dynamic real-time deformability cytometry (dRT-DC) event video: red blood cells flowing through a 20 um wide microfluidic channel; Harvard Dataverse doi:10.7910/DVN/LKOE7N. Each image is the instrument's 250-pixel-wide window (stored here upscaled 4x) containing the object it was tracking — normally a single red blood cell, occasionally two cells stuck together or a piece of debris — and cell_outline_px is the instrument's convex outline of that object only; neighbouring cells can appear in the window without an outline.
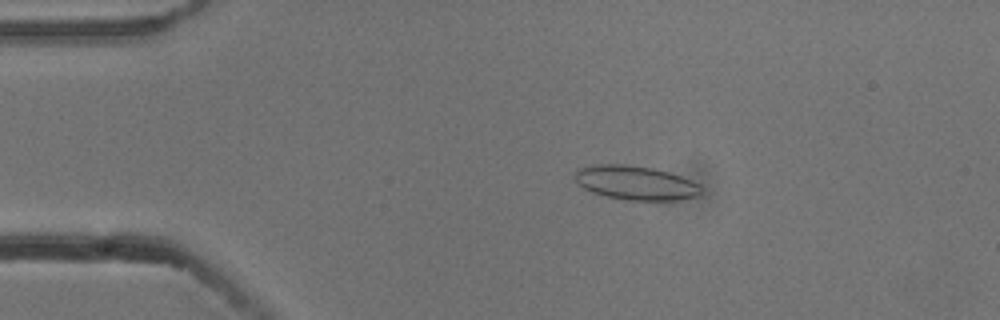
{"species": "common noctule bat (a hibernating species)", "species_latin": "Nyctalus noctula", "temperature_condition": "cold", "stored_images_in_passage": 6, "camera_frame_rate_fps": 3000, "um_per_image_px": 0.085, "animal": {"sex": "male", "body_mass_g": 13.3}, "frame": {"image": 1, "passage_image": 1, "time_ms": 0.0, "image_size_px": [1000, 320], "cell_outline_px": [[704, 196], [676, 200], [628, 200], [608, 196], [592, 192], [584, 188], [576, 180], [576, 168], [592, 164], [624, 164], [652, 168], [668, 172], [692, 180], [700, 184], [704, 188]], "centroid_in_image_um": [54.11, 15.54], "position_along_channel_um": 30.9, "area_um2": 25.32}}
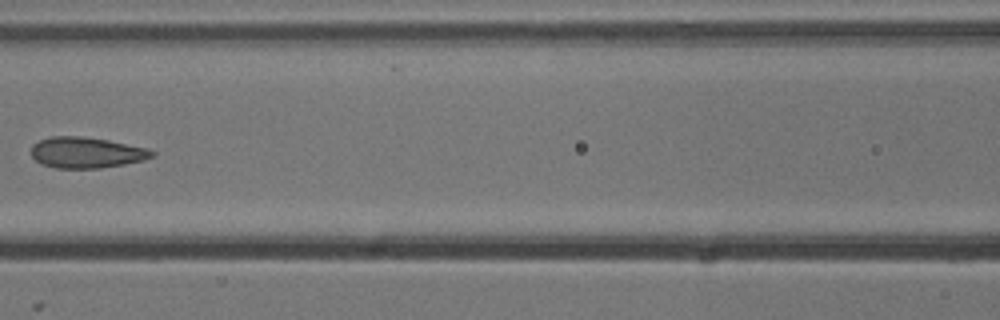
{"frame": {"image": 2, "passage_image": 5, "time_ms": 1.333, "image_size_px": [1000, 320], "cell_outline_px": [[156, 156], [144, 160], [124, 164], [100, 168], [56, 168], [44, 164], [36, 160], [32, 156], [32, 144], [40, 140], [52, 136], [80, 136], [108, 140], [148, 148], [156, 152]], "centroid_in_image_um": [7.39, 12.96], "position_along_channel_um": 159.2, "area_um2": 21.73}}
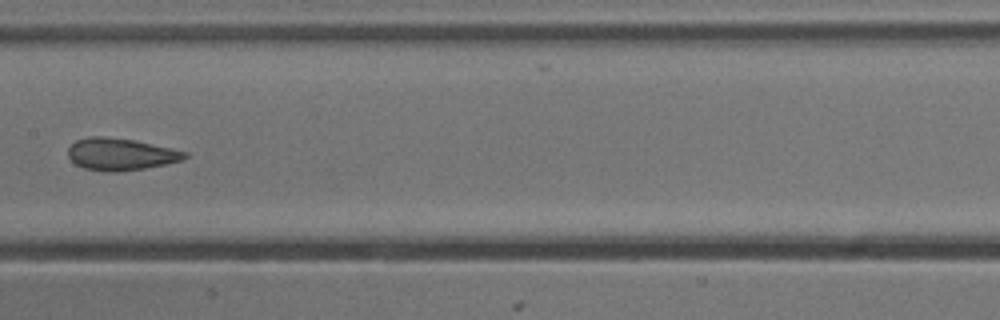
{"frame": {"image": 3, "passage_image": 6, "time_ms": 1.667, "image_size_px": [1000, 320], "cell_outline_px": [[188, 156], [180, 160], [164, 164], [144, 168], [120, 172], [112, 172], [84, 168], [76, 164], [68, 156], [68, 148], [76, 140], [88, 136], [104, 136], [136, 140], [188, 152]], "centroid_in_image_um": [10.24, 13.09], "position_along_channel_um": 197.2, "area_um2": 21.73}}